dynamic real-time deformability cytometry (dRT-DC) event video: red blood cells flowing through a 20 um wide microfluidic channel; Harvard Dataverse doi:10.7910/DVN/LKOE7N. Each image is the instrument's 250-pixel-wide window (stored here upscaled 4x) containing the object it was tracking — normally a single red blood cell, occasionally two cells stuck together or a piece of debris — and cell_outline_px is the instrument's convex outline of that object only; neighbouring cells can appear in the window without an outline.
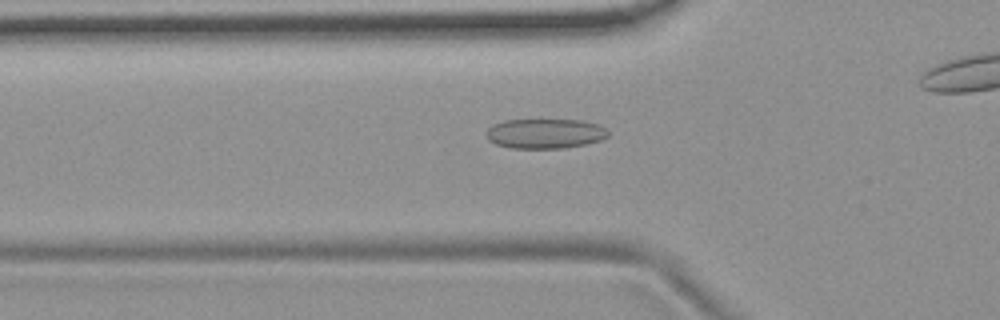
{"species": "common noctule bat (a hibernating species)", "species_latin": "Nyctalus noctula", "temperature_condition": "room temperature", "stored_images_in_passage": 45, "camera_frame_rate_fps": 3000, "um_per_image_px": 0.085, "animal": {"sex": "female", "body_mass_g": 19.9}, "frame": {"image": 1, "passage_image": 19, "time_ms": 6.0, "image_size_px": [1000, 320], "cell_outline_px": [[608, 136], [600, 140], [584, 144], [564, 148], [512, 148], [496, 144], [488, 140], [484, 132], [492, 124], [504, 120], [584, 120], [600, 124], [608, 132]], "centroid_in_image_um": [46.3, 11.34], "position_along_channel_um": 79.5, "area_um2": 21.27}}
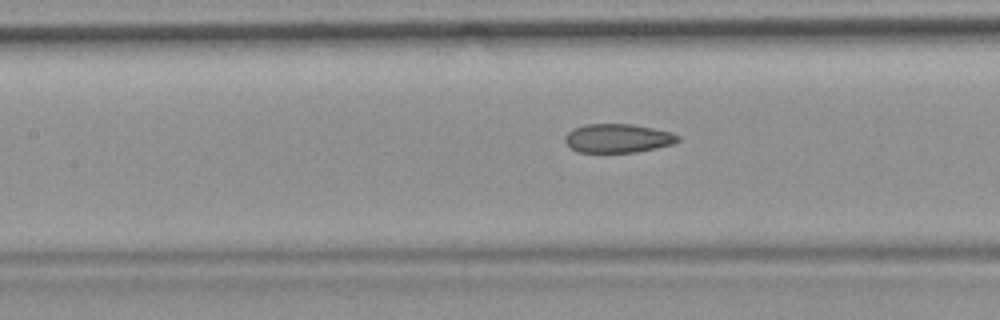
{"frame": {"image": 2, "passage_image": 25, "time_ms": 8.0, "image_size_px": [1000, 320], "cell_outline_px": [[680, 140], [672, 144], [656, 148], [636, 152], [576, 152], [564, 140], [564, 136], [572, 128], [584, 124], [632, 124], [672, 132], [680, 136]], "centroid_in_image_um": [52.51, 11.74], "position_along_channel_um": 154.9, "area_um2": 19.02}}
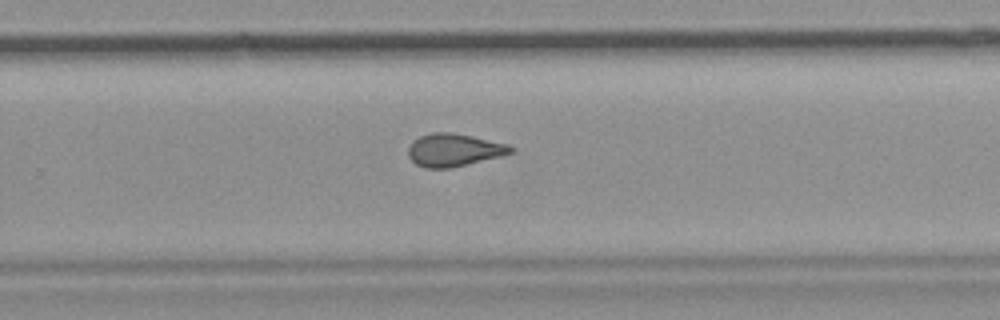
{"frame": {"image": 3, "passage_image": 36, "time_ms": 11.667, "image_size_px": [1000, 320], "cell_outline_px": [[512, 152], [500, 156], [452, 168], [424, 168], [416, 164], [408, 156], [408, 148], [420, 136], [432, 132], [452, 132], [472, 136], [508, 144], [512, 148]], "centroid_in_image_um": [38.56, 12.75], "position_along_channel_um": 291.2, "area_um2": 19.36}}